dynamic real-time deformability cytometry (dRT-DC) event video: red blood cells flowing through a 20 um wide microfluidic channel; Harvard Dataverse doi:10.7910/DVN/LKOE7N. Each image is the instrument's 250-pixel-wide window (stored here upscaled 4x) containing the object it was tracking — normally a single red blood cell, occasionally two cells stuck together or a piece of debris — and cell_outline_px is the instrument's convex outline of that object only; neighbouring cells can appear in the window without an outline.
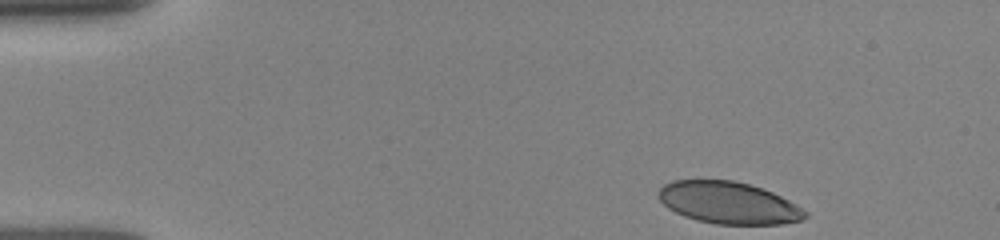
{"species": "human", "species_latin": "Homo sapiens", "temperature_condition": "room temperature", "stored_images_in_passage": 38, "camera_frame_rate_fps": 3000, "um_per_image_px": 0.085, "donor": {"sex": "female"}, "frame": {"image": 1, "passage_image": 1, "time_ms": 0.0, "image_size_px": [1000, 240], "cell_outline_px": [[808, 216], [800, 220], [780, 224], [716, 224], [696, 220], [684, 216], [668, 208], [660, 200], [660, 188], [664, 184], [672, 180], [732, 180], [748, 184], [772, 192], [796, 204], [808, 212]], "centroid_in_image_um": [61.93, 17.24], "position_along_channel_um": 23.1, "area_um2": 35.6}}
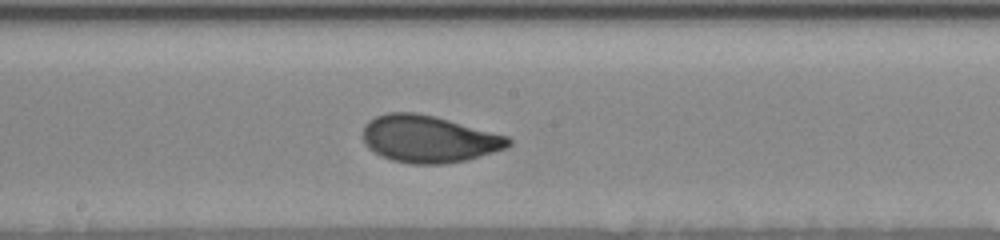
{"frame": {"image": 2, "passage_image": 22, "time_ms": 7.0, "image_size_px": [1000, 240], "cell_outline_px": [[512, 144], [508, 148], [468, 160], [444, 164], [412, 164], [392, 160], [380, 156], [368, 148], [364, 144], [364, 124], [368, 120], [376, 116], [388, 112], [416, 112], [436, 116], [508, 136], [512, 140]], "centroid_in_image_um": [36.46, 11.81], "position_along_channel_um": 211.7, "area_um2": 40.34}}
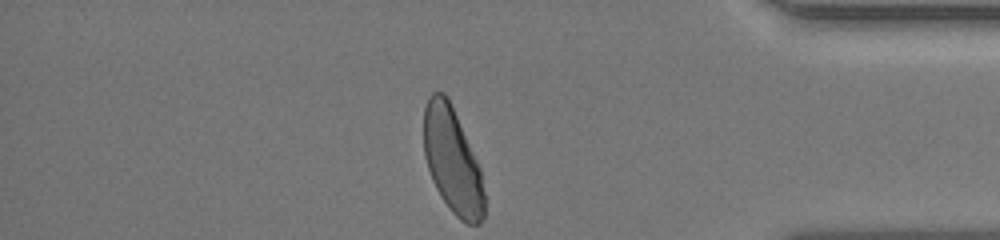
{"frame": {"image": 3, "passage_image": 38, "time_ms": 12.333, "image_size_px": [1000, 240], "cell_outline_px": [[484, 216], [480, 224], [468, 224], [460, 220], [448, 208], [440, 196], [432, 180], [424, 156], [424, 108], [428, 96], [432, 92], [444, 92], [448, 96], [480, 168], [484, 192]], "centroid_in_image_um": [38.44, 13.65], "position_along_channel_um": 396.8, "area_um2": 37.34}, "authors_computed_cell_mechanics": {"area_um2": 38.8994, "velocity_mm_per_s": 3.9291, "shape_relaxation_time_tau1_ms": 2.9602, "shape_relaxation_time_tau2_ms": null, "deformation_change_tau1": 0.1389, "deformation_change_tau2": null}}